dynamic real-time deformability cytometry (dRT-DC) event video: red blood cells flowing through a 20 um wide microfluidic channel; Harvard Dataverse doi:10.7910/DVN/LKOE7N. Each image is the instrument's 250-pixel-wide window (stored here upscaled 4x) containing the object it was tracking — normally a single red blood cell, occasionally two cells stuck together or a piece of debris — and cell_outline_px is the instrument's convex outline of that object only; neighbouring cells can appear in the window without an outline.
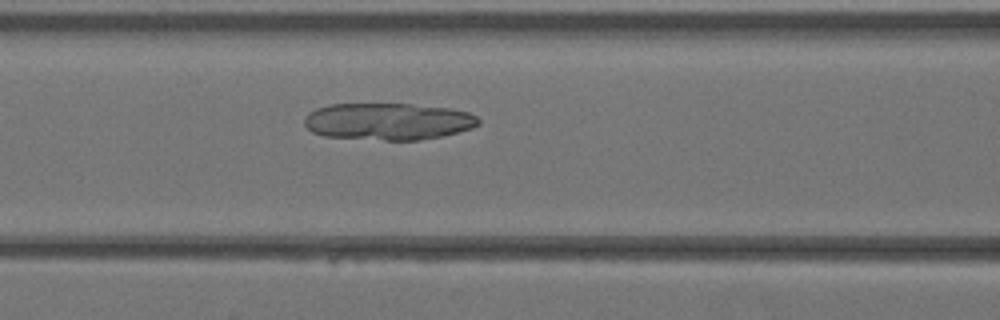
{"species": "Egyptian fruit bat (a non-hibernating species)", "species_latin": "Rousettus aegyptiacus", "temperature_condition": "warm", "stored_images_in_passage": 28, "camera_frame_rate_fps": 3000, "um_per_image_px": 0.085, "animal": {"sex": "female"}, "frame": {"image": 1, "passage_image": 10, "time_ms": 3.0, "image_size_px": [1000, 320], "cell_outline_px": [[480, 124], [472, 128], [444, 136], [420, 140], [384, 140], [324, 136], [312, 132], [304, 124], [304, 116], [308, 112], [316, 108], [328, 104], [412, 104], [452, 108], [468, 112], [476, 116], [480, 120]], "centroid_in_image_um": [32.99, 10.32], "position_along_channel_um": 133.6, "area_um2": 37.86}}
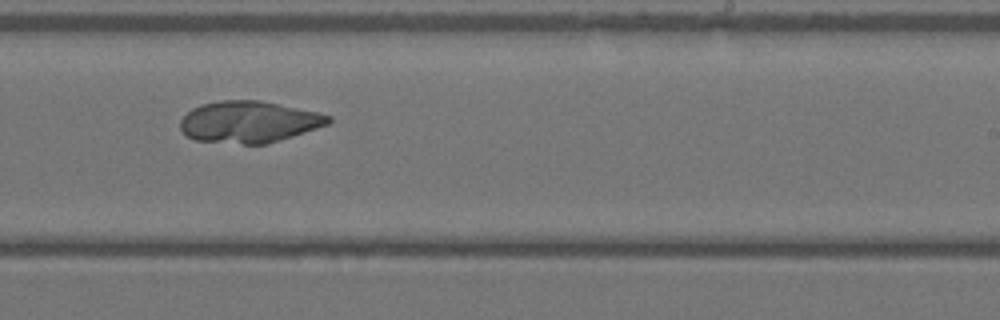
{"frame": {"image": 2, "passage_image": 18, "time_ms": 5.667, "image_size_px": [1000, 320], "cell_outline_px": [[332, 120], [328, 124], [292, 136], [264, 144], [244, 144], [196, 140], [188, 136], [180, 128], [180, 120], [192, 108], [200, 104], [220, 100], [260, 100], [316, 112], [332, 116]], "centroid_in_image_um": [21.14, 10.35], "position_along_channel_um": 267.9, "area_um2": 35.6}}
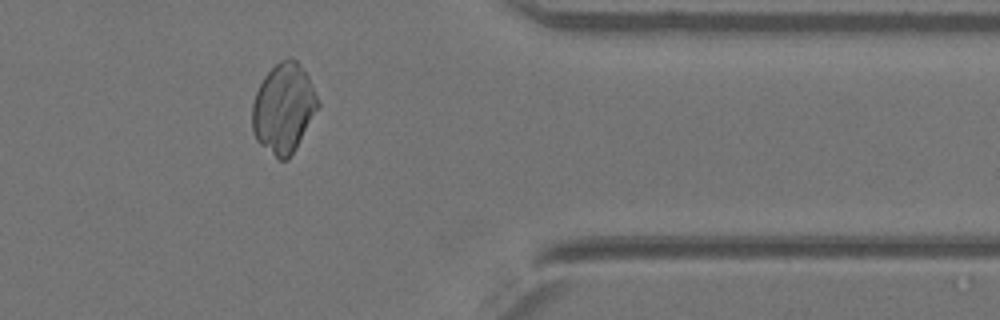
{"frame": {"image": 3, "passage_image": 26, "time_ms": 8.333, "image_size_px": [1000, 320], "cell_outline_px": [[320, 104], [296, 148], [288, 160], [280, 160], [260, 144], [256, 140], [252, 132], [252, 104], [256, 92], [264, 76], [280, 60], [296, 60], [300, 64], [308, 76], [320, 100]], "centroid_in_image_um": [24.1, 9.21], "position_along_channel_um": 387.3, "area_um2": 34.04}}